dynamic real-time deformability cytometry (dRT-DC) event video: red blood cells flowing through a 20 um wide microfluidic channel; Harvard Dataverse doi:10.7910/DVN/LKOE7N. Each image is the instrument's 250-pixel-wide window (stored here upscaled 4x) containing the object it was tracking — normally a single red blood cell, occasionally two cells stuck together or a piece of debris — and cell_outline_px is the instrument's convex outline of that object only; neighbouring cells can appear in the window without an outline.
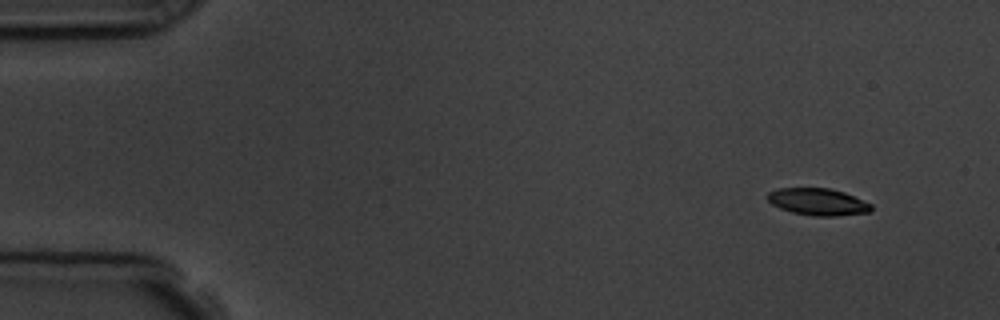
{"species": "common noctule bat (a hibernating species)", "species_latin": "Nyctalus noctula", "temperature_condition": "room temperature", "stored_images_in_passage": 4, "camera_frame_rate_fps": 3000, "um_per_image_px": 0.085, "animal": {"sex": "male", "body_mass_g": 19.5, "forearm_length_mm": 54.6}, "frame": {"image": 1, "passage_image": 1, "time_ms": 0.0, "image_size_px": [1000, 320], "cell_outline_px": [[872, 208], [868, 212], [836, 216], [812, 216], [792, 212], [780, 208], [772, 204], [768, 200], [768, 192], [776, 188], [828, 188], [844, 192], [872, 204]], "centroid_in_image_um": [69.51, 17.15], "position_along_channel_um": 15.5, "area_um2": 16.24}}
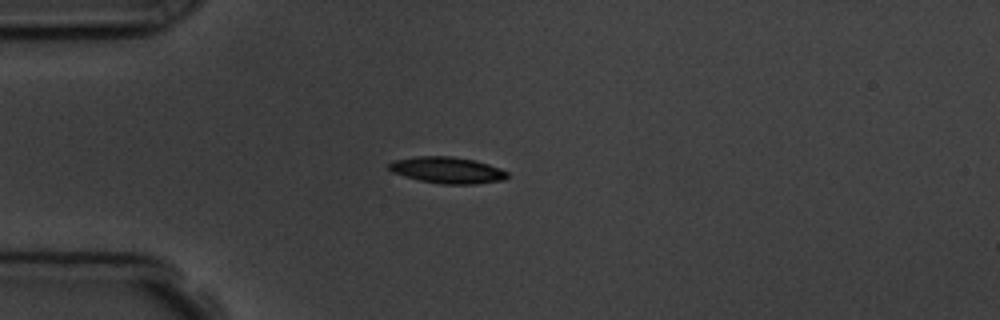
{"frame": {"image": 2, "passage_image": 4, "time_ms": 3.333, "image_size_px": [1000, 320], "cell_outline_px": [[508, 176], [504, 180], [472, 184], [440, 184], [420, 180], [404, 176], [392, 172], [388, 168], [388, 164], [392, 160], [416, 156], [452, 156], [476, 160], [500, 168], [508, 172]], "centroid_in_image_um": [38.01, 14.45], "position_along_channel_um": 47.0, "area_um2": 18.32}}